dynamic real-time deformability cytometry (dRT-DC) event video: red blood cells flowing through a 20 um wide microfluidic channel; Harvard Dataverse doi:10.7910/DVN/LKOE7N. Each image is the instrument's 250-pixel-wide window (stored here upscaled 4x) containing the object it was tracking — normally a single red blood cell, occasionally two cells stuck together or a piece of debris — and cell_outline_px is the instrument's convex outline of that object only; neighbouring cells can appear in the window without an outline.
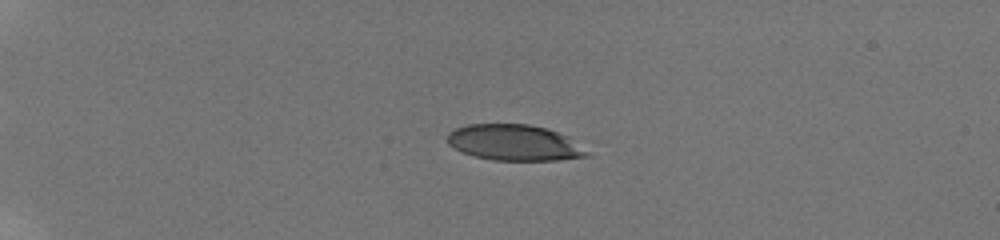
{"species": "human", "species_latin": "Homo sapiens", "temperature_condition": "room temperature", "stored_images_in_passage": 23, "camera_frame_rate_fps": 3000, "um_per_image_px": 0.085, "donor": {"sex": "male"}, "frame": {"image": 1, "passage_image": 14, "time_ms": 5.0, "image_size_px": [1000, 240], "cell_outline_px": [[592, 156], [556, 160], [492, 160], [472, 156], [460, 152], [448, 144], [448, 132], [456, 128], [468, 124], [528, 124], [548, 128], [568, 136], [592, 152]], "centroid_in_image_um": [43.76, 12.13], "position_along_channel_um": 41.2, "area_um2": 29.65}}
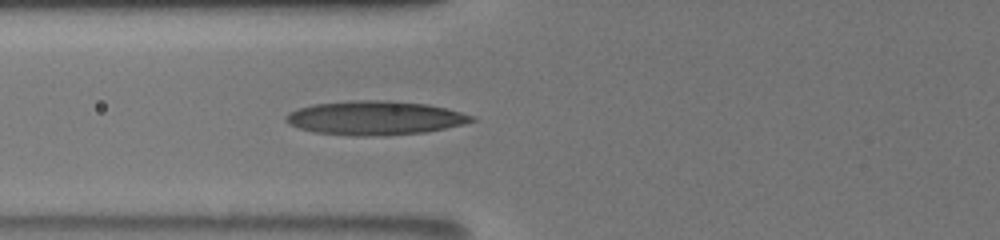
{"frame": {"image": 2, "passage_image": 23, "time_ms": 8.333, "image_size_px": [1000, 240], "cell_outline_px": [[476, 120], [464, 124], [424, 132], [364, 136], [352, 136], [312, 132], [288, 124], [284, 120], [284, 116], [288, 112], [296, 108], [312, 104], [356, 100], [388, 100], [428, 104], [476, 116]], "centroid_in_image_um": [31.81, 10.01], "position_along_channel_um": 94.0, "area_um2": 36.82}}